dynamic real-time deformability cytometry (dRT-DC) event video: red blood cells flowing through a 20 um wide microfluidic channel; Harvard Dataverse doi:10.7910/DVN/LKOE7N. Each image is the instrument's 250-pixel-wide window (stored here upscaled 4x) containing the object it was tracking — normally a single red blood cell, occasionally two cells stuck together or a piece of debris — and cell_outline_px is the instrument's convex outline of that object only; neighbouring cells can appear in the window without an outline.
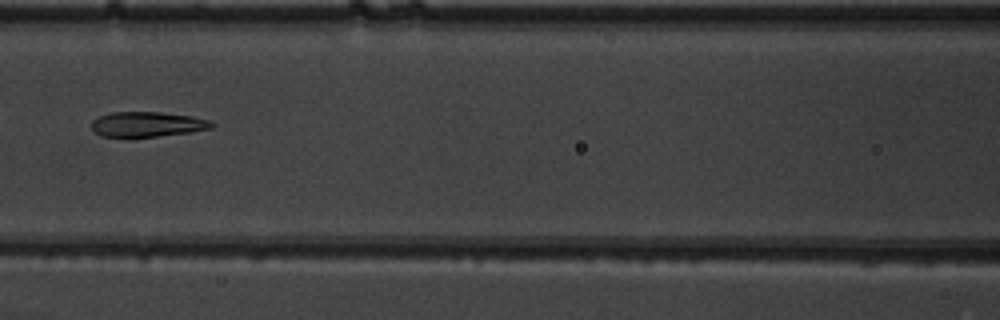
{"species": "common noctule bat (a hibernating species)", "species_latin": "Nyctalus noctula", "temperature_condition": "warm", "stored_images_in_passage": 7, "camera_frame_rate_fps": 3000, "um_per_image_px": 0.085, "animal": {"sex": "male", "body_mass_g": 19.5, "forearm_length_mm": 54.6}, "frame": {"image": 1, "passage_image": 6, "time_ms": 1.667, "image_size_px": [1000, 320], "cell_outline_px": [[216, 124], [212, 128], [192, 132], [128, 140], [104, 136], [92, 132], [92, 120], [100, 116], [112, 112], [160, 112], [192, 116], [212, 120]], "centroid_in_image_um": [12.51, 10.6], "position_along_channel_um": 154.1, "area_um2": 18.38}}
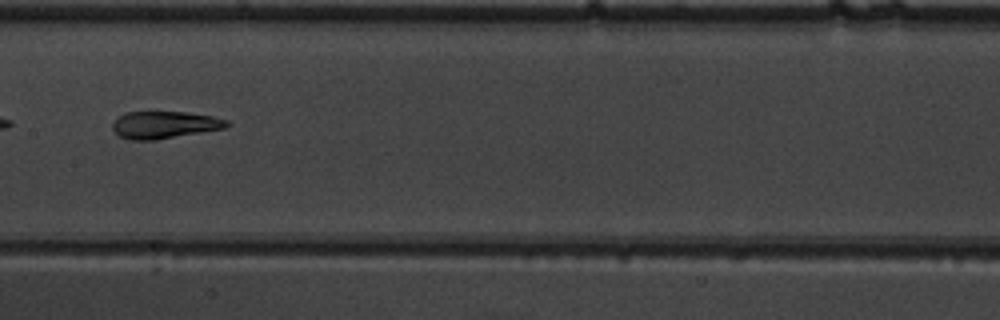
{"frame": {"image": 2, "passage_image": 7, "time_ms": 2.0, "image_size_px": [1000, 320], "cell_outline_px": [[232, 124], [224, 128], [156, 140], [132, 140], [120, 136], [112, 128], [112, 124], [124, 112], [184, 112], [212, 116], [228, 120]], "centroid_in_image_um": [14.0, 10.61], "position_along_channel_um": 193.4, "area_um2": 17.98}}